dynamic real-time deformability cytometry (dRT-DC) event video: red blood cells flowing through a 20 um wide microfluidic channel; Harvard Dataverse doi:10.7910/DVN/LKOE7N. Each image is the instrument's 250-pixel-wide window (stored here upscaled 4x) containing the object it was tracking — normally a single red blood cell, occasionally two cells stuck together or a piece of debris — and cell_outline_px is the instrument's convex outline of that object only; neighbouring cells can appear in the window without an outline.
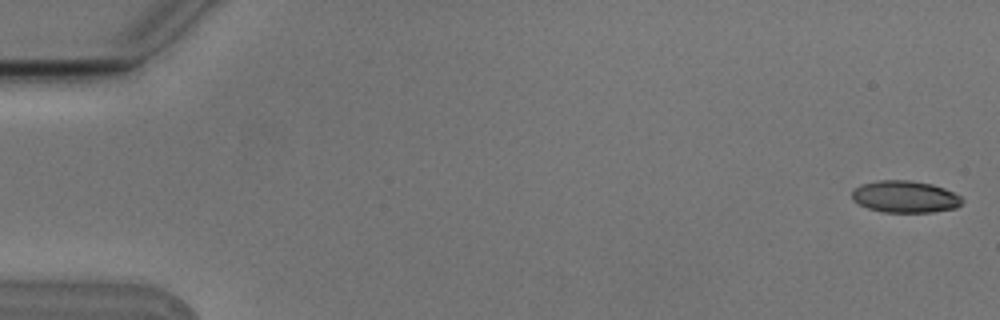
{"species": "Egyptian fruit bat (a non-hibernating species)", "species_latin": "Rousettus aegyptiacus", "temperature_condition": "cold", "stored_images_in_passage": 4, "camera_frame_rate_fps": 3000, "um_per_image_px": 0.085, "animal": {"sex": "male"}, "frame": {"image": 1, "passage_image": 1, "time_ms": 0.0, "image_size_px": [1000, 320], "cell_outline_px": [[964, 200], [956, 208], [932, 212], [884, 212], [868, 208], [852, 200], [852, 192], [860, 184], [880, 180], [912, 180], [932, 184], [944, 188], [960, 196]], "centroid_in_image_um": [76.93, 16.71], "position_along_channel_um": 8.1, "area_um2": 20.46}}